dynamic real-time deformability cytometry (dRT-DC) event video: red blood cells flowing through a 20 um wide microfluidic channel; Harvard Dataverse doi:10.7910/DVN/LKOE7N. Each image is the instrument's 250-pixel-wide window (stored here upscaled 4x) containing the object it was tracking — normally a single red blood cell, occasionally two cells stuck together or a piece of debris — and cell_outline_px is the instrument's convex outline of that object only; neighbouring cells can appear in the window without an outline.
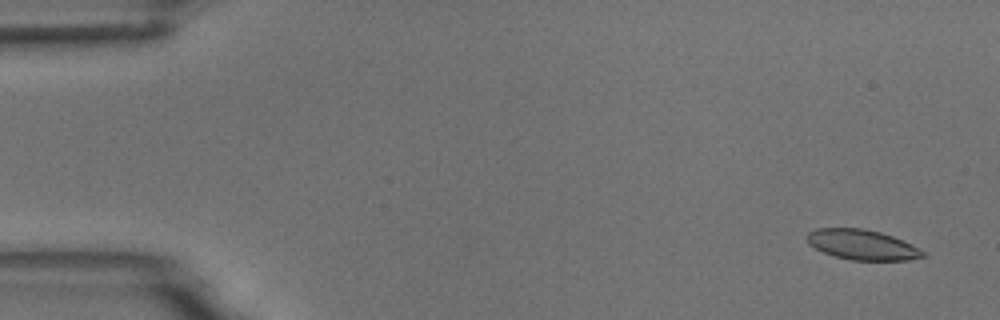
{"species": "common noctule bat (a hibernating species)", "species_latin": "Nyctalus noctula", "temperature_condition": "room temperature", "stored_images_in_passage": 5, "camera_frame_rate_fps": 3000, "um_per_image_px": 0.085, "animal": {"sex": "male", "body_mass_g": 18.8}, "frame": {"image": 1, "passage_image": 1, "time_ms": 0.0, "image_size_px": [1000, 320], "cell_outline_px": [[924, 256], [908, 260], [852, 260], [832, 256], [808, 244], [804, 236], [808, 232], [816, 228], [864, 228], [880, 232], [892, 236], [912, 244], [924, 252]], "centroid_in_image_um": [73.23, 20.79], "position_along_channel_um": 11.8, "area_um2": 20.4}}
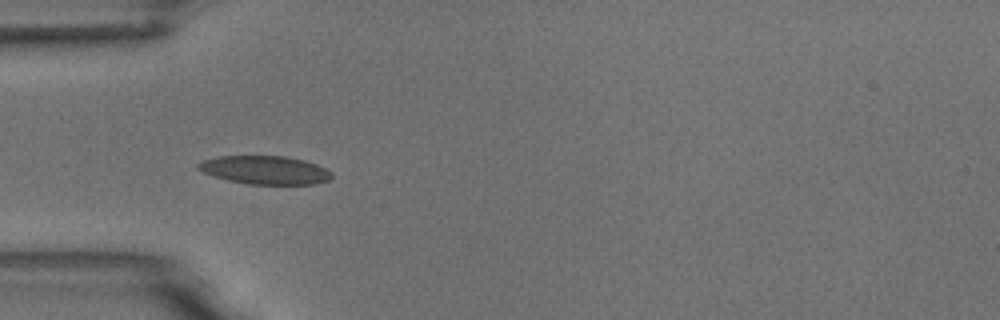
{"frame": {"image": 2, "passage_image": 5, "time_ms": 4.667, "image_size_px": [1000, 320], "cell_outline_px": [[332, 176], [328, 180], [316, 184], [248, 184], [228, 180], [204, 172], [196, 168], [196, 164], [204, 160], [220, 156], [288, 156], [304, 160], [316, 164], [332, 172]], "centroid_in_image_um": [22.54, 14.45], "position_along_channel_um": 62.5, "area_um2": 21.96}}